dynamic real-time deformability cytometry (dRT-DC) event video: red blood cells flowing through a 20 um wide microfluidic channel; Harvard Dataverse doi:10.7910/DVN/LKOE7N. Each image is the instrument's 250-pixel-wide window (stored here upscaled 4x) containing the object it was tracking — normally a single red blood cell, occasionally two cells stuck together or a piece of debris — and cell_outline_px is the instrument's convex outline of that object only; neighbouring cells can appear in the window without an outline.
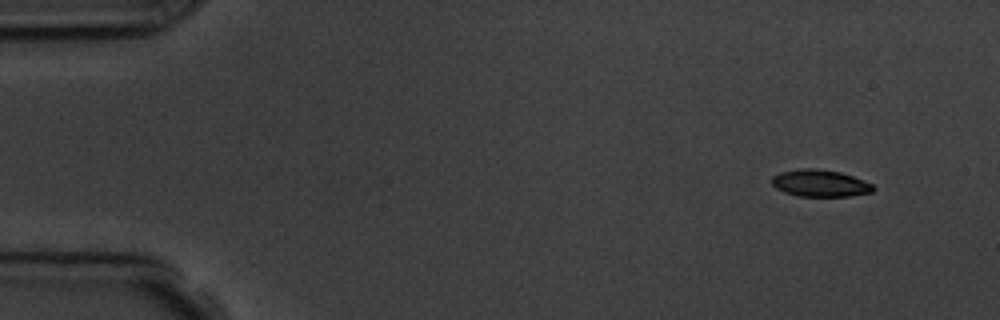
{"species": "common noctule bat (a hibernating species)", "species_latin": "Nyctalus noctula", "temperature_condition": "room temperature", "stored_images_in_passage": 6, "camera_frame_rate_fps": 3000, "um_per_image_px": 0.085, "animal": {"sex": "male", "body_mass_g": 19.5, "forearm_length_mm": 54.6}, "frame": {"image": 1, "passage_image": 1, "time_ms": 0.0, "image_size_px": [1000, 320], "cell_outline_px": [[876, 188], [872, 192], [848, 196], [800, 196], [784, 192], [776, 188], [772, 184], [772, 176], [780, 172], [800, 168], [816, 168], [840, 172], [852, 176], [872, 184]], "centroid_in_image_um": [69.69, 15.57], "position_along_channel_um": 15.3, "area_um2": 15.9}}
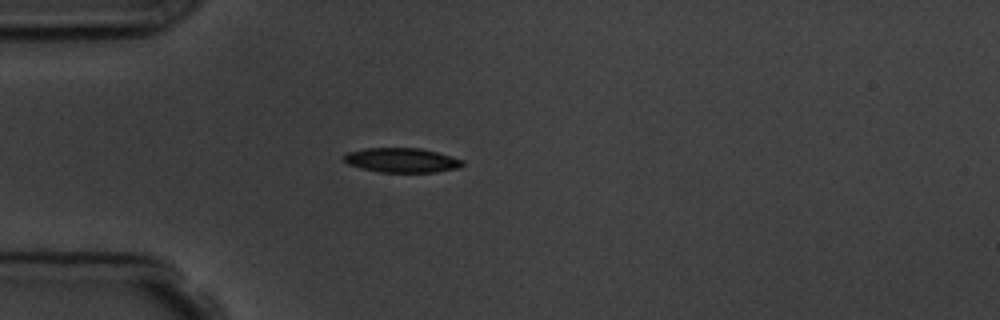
{"frame": {"image": 2, "passage_image": 4, "time_ms": 3.667, "image_size_px": [1000, 320], "cell_outline_px": [[464, 164], [460, 168], [436, 172], [380, 172], [360, 168], [348, 164], [340, 156], [348, 152], [364, 148], [420, 148], [452, 156], [464, 160]], "centroid_in_image_um": [34.14, 13.62], "position_along_channel_um": 50.9, "area_um2": 17.11}}